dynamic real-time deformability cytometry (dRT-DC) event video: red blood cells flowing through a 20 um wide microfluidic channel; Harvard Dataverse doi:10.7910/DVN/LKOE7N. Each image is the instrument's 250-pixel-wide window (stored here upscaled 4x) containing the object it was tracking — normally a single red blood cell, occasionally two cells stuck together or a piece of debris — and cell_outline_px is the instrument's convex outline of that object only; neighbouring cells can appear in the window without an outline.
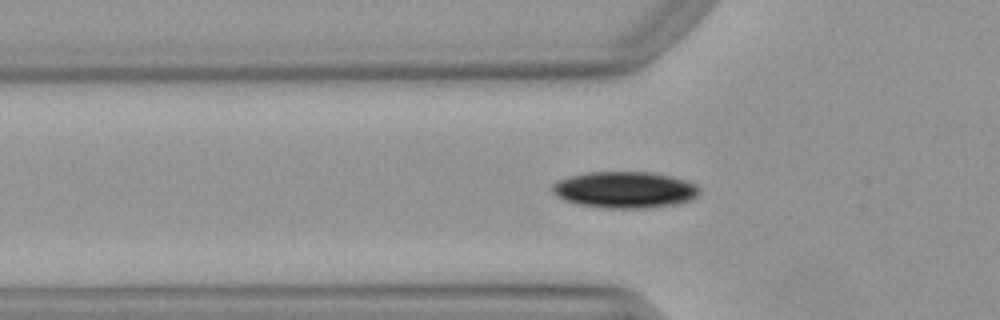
{"species": "Egyptian fruit bat (a non-hibernating species)", "species_latin": "Rousettus aegyptiacus", "temperature_condition": "warm", "stored_images_in_passage": 35, "camera_frame_rate_fps": 3000, "um_per_image_px": 0.085, "animal": {"sex": "female"}, "frame": {"image": 1, "passage_image": 3, "time_ms": 0.667, "image_size_px": [1000, 320], "cell_outline_px": [[700, 192], [692, 200], [680, 204], [648, 208], [604, 208], [576, 204], [564, 200], [556, 196], [552, 192], [552, 184], [556, 180], [568, 176], [588, 172], [652, 172], [672, 176], [696, 184], [700, 188]], "centroid_in_image_um": [53.1, 16.14], "position_along_channel_um": 72.7, "area_um2": 31.73}}
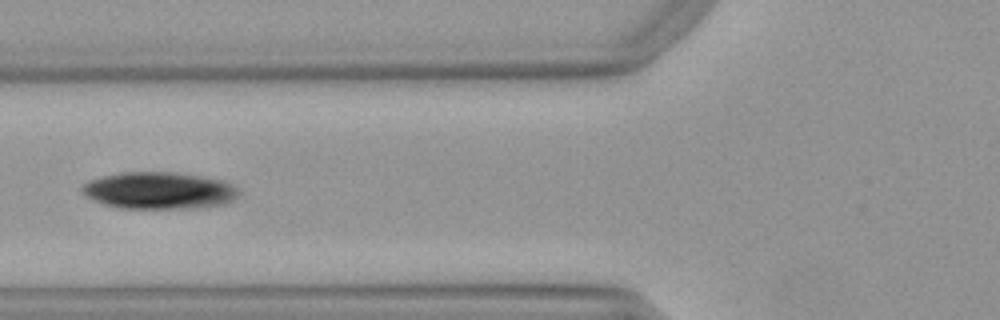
{"frame": {"image": 2, "passage_image": 6, "time_ms": 1.667, "image_size_px": [1000, 320], "cell_outline_px": [[236, 196], [232, 200], [224, 204], [208, 208], [116, 208], [104, 204], [84, 196], [80, 192], [80, 188], [88, 180], [100, 176], [120, 172], [172, 172], [200, 176], [220, 180], [232, 184], [236, 188]], "centroid_in_image_um": [13.44, 16.2], "position_along_channel_um": 112.4, "area_um2": 33.93}}
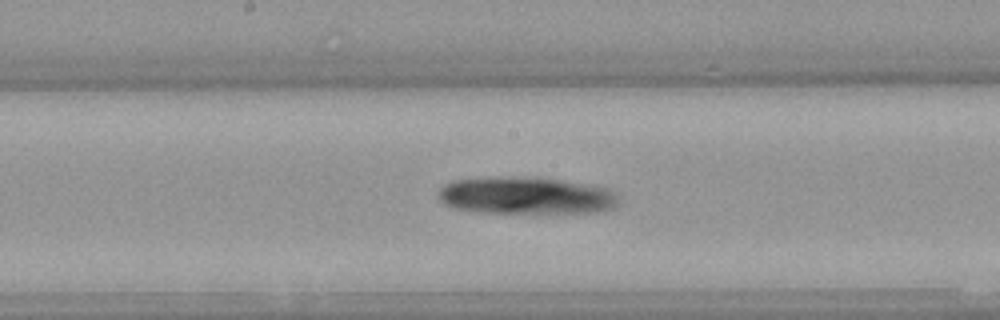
{"frame": {"image": 3, "passage_image": 13, "time_ms": 4.0, "image_size_px": [1000, 320], "cell_outline_px": [[620, 204], [604, 212], [484, 212], [456, 208], [444, 204], [440, 200], [440, 188], [444, 184], [456, 180], [532, 176], [560, 180], [608, 188], [616, 192]], "centroid_in_image_um": [44.79, 16.63], "position_along_channel_um": 203.4, "area_um2": 38.61}}